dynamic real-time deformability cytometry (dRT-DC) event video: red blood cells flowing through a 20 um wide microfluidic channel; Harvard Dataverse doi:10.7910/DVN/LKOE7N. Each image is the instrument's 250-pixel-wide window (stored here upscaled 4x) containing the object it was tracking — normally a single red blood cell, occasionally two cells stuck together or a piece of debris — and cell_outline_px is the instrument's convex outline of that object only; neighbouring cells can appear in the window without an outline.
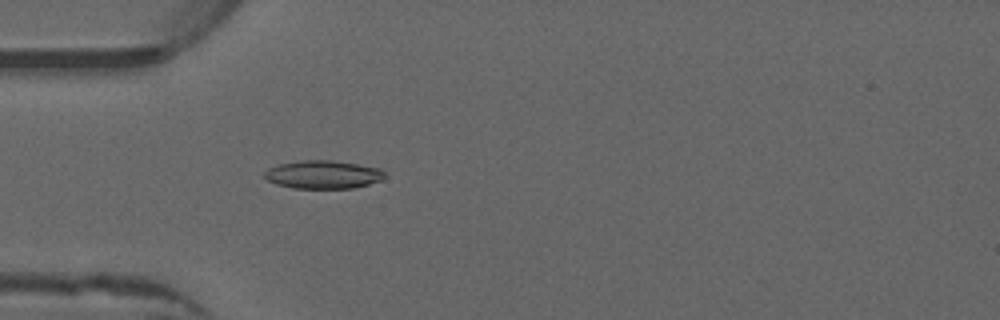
{"species": "common noctule bat (a hibernating species)", "species_latin": "Nyctalus noctula", "temperature_condition": "warm", "stored_images_in_passage": 45, "camera_frame_rate_fps": 3000, "um_per_image_px": 0.085, "animal": {"sex": "male", "forearm_length_mm": 52.5}, "frame": {"image": 1, "passage_image": 9, "time_ms": 2.667, "image_size_px": [1000, 320], "cell_outline_px": [[384, 180], [352, 188], [292, 188], [276, 184], [268, 180], [264, 176], [264, 172], [268, 168], [280, 164], [300, 160], [332, 160], [380, 168], [384, 172]], "centroid_in_image_um": [27.46, 14.84], "position_along_channel_um": 57.5, "area_um2": 19.71}}
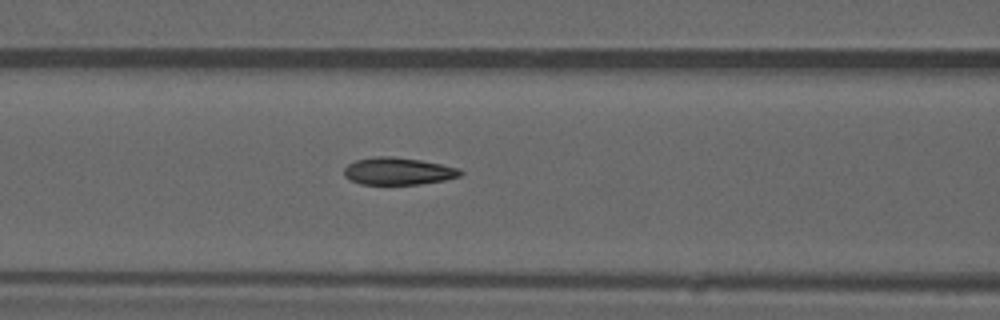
{"frame": {"image": 2, "passage_image": 15, "time_ms": 4.667, "image_size_px": [1000, 320], "cell_outline_px": [[464, 172], [460, 176], [444, 180], [420, 184], [360, 184], [344, 176], [344, 168], [348, 164], [356, 160], [376, 156], [392, 156], [420, 160], [460, 168]], "centroid_in_image_um": [33.85, 14.54], "position_along_channel_um": 132.8, "area_um2": 18.44}}
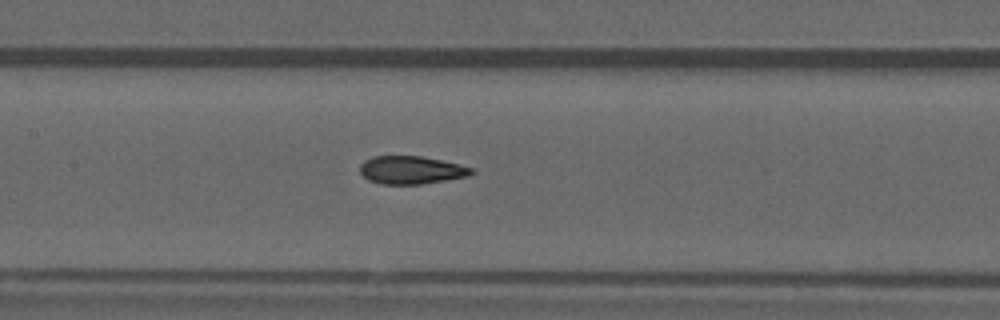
{"frame": {"image": 3, "passage_image": 18, "time_ms": 5.667, "image_size_px": [1000, 320], "cell_outline_px": [[476, 172], [468, 176], [420, 184], [380, 184], [368, 180], [360, 172], [360, 164], [364, 160], [372, 156], [420, 156], [460, 164], [472, 168]], "centroid_in_image_um": [34.93, 14.45], "position_along_channel_um": 172.5, "area_um2": 18.15}, "authors_computed_cell_mechanics": {"area_um2": 18.496, "velocity_mm_per_s": 3.9667, "shape_relaxation_time_tau1_ms": null, "shape_relaxation_time_tau2_ms": 1.4489, "deformation_change_tau1": null, "deformation_change_tau2": 0.0784}}